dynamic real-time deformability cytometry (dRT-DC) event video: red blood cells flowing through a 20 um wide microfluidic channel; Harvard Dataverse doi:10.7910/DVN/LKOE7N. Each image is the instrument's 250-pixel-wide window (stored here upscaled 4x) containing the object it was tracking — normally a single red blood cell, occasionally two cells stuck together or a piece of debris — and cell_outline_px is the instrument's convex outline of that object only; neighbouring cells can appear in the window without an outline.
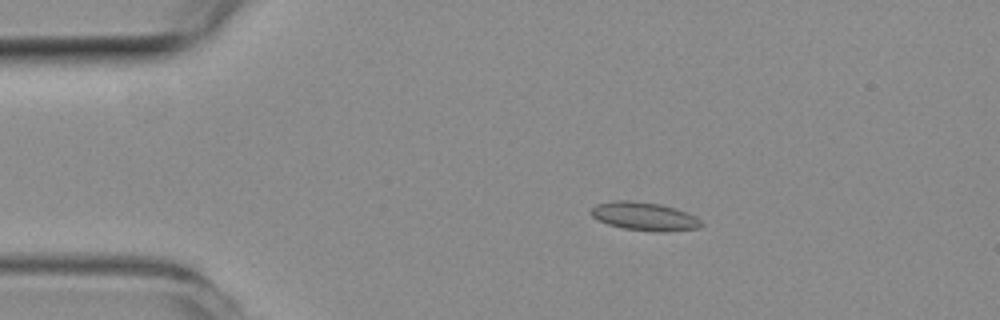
{"species": "common noctule bat (a hibernating species)", "species_latin": "Nyctalus noctula", "temperature_condition": "room temperature", "stored_images_in_passage": 51, "camera_frame_rate_fps": 3000, "um_per_image_px": 0.085, "animal": {"sex": "female", "body_mass_g": 19.3, "forearm_length_mm": 54.1}, "frame": {"image": 1, "passage_image": 9, "time_ms": 2.667, "image_size_px": [1000, 320], "cell_outline_px": [[704, 224], [700, 228], [664, 232], [656, 232], [624, 228], [608, 224], [596, 220], [588, 212], [596, 204], [616, 200], [628, 200], [660, 204], [696, 216]], "centroid_in_image_um": [54.75, 18.4], "position_along_channel_um": 30.3, "area_um2": 18.21}}
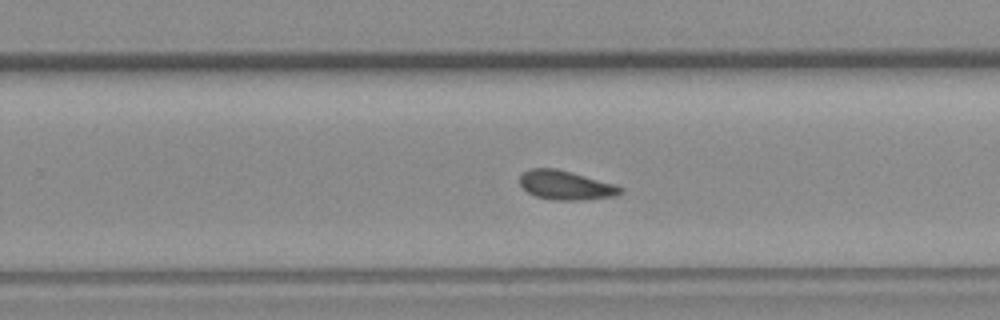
{"frame": {"image": 2, "passage_image": 32, "time_ms": 10.333, "image_size_px": [1000, 320], "cell_outline_px": [[624, 192], [616, 196], [584, 200], [552, 200], [536, 196], [528, 192], [520, 184], [520, 176], [528, 168], [556, 168], [616, 184], [624, 188]], "centroid_in_image_um": [48.13, 15.75], "position_along_channel_um": 281.7, "area_um2": 17.22}}
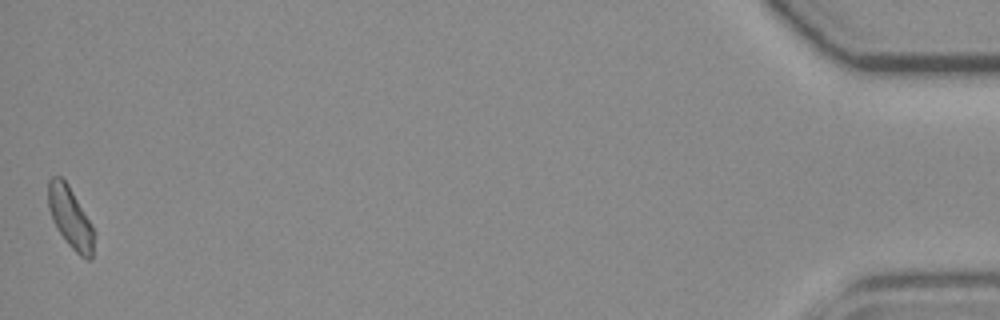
{"frame": {"image": 3, "passage_image": 51, "time_ms": 16.667, "image_size_px": [1000, 320], "cell_outline_px": [[96, 232], [92, 260], [88, 260], [80, 256], [68, 244], [52, 220], [48, 208], [48, 180], [52, 176], [60, 176], [68, 184], [92, 224]], "centroid_in_image_um": [6.01, 18.52], "position_along_channel_um": 429.2, "area_um2": 16.53}}